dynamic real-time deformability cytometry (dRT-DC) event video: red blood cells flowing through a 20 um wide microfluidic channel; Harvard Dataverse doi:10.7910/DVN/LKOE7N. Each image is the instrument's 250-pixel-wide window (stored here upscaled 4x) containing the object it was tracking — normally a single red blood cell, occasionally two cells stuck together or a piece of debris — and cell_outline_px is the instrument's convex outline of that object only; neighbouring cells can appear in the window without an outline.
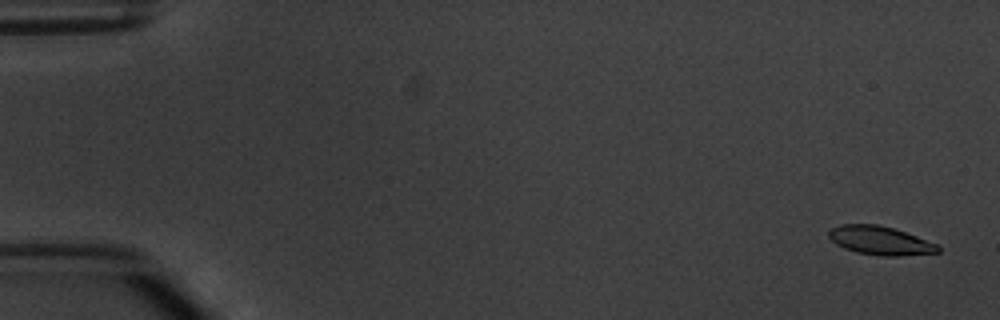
{"species": "common noctule bat (a hibernating species)", "species_latin": "Nyctalus noctula", "temperature_condition": "warm", "stored_images_in_passage": 4, "segment_of_instrument_passage": [2, 2], "camera_frame_rate_fps": 3000, "um_per_image_px": 0.085, "animal": {"sex": "male", "body_mass_g": 20.1, "forearm_length_mm": 53.5}, "frame": {"image": 1, "passage_image": 4, "time_ms": 4.333, "image_size_px": [1000, 320], "cell_outline_px": [[940, 252], [900, 256], [880, 256], [856, 252], [844, 248], [836, 244], [828, 236], [828, 232], [832, 228], [840, 224], [876, 224], [892, 228], [916, 236], [936, 244], [940, 248]], "centroid_in_image_um": [74.79, 20.45], "position_along_channel_um": 10.2, "area_um2": 18.09}}